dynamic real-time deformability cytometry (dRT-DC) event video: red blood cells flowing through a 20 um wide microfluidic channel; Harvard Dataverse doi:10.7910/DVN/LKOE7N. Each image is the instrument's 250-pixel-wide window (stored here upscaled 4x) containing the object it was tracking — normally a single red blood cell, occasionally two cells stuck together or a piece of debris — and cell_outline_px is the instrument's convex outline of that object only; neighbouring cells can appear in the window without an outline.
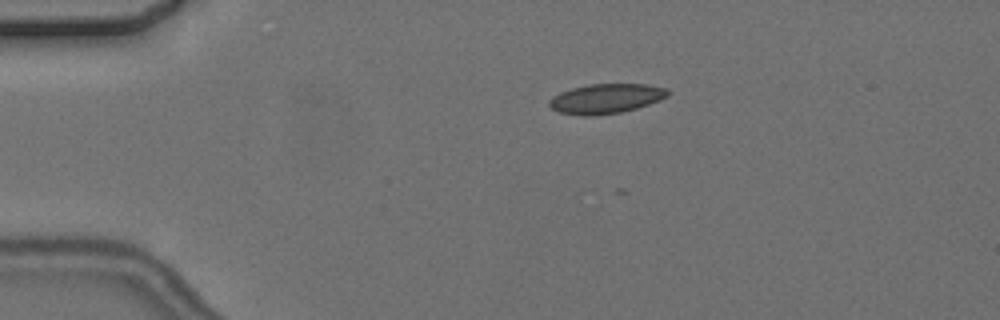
{"species": "common noctule bat (a hibernating species)", "species_latin": "Nyctalus noctula", "temperature_condition": "cold", "stored_images_in_passage": 5, "camera_frame_rate_fps": 3000, "um_per_image_px": 0.085, "animal": {"sex": "female", "body_mass_g": 24.6, "forearm_length_mm": 56.2}, "frame": {"image": 1, "passage_image": 1, "time_ms": 0.0, "image_size_px": [1000, 320], "cell_outline_px": [[668, 96], [660, 100], [636, 108], [620, 112], [592, 116], [580, 116], [560, 112], [552, 108], [548, 104], [548, 100], [552, 96], [560, 92], [572, 88], [588, 84], [644, 84], [668, 88]], "centroid_in_image_um": [51.48, 8.38], "position_along_channel_um": 33.5, "area_um2": 20.52}}
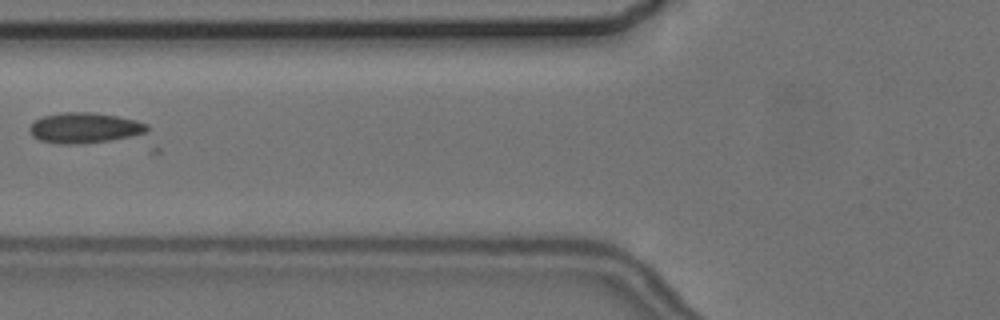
{"frame": {"image": 2, "passage_image": 4, "time_ms": 3.667, "image_size_px": [1000, 320], "cell_outline_px": [[148, 128], [144, 132], [128, 136], [108, 140], [84, 144], [56, 144], [40, 140], [32, 136], [28, 128], [36, 120], [44, 116], [64, 112], [92, 112], [116, 116], [136, 120], [148, 124]], "centroid_in_image_um": [7.13, 10.87], "position_along_channel_um": 118.7, "area_um2": 20.63}}
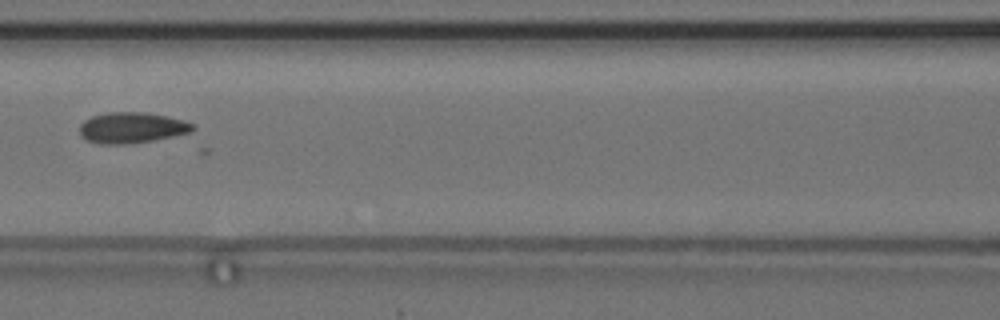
{"frame": {"image": 3, "passage_image": 5, "time_ms": 4.667, "image_size_px": [1000, 320], "cell_outline_px": [[196, 128], [192, 132], [152, 140], [128, 144], [100, 144], [84, 140], [80, 136], [80, 124], [84, 120], [92, 116], [108, 112], [144, 112], [168, 116], [184, 120], [196, 124]], "centroid_in_image_um": [11.21, 10.85], "position_along_channel_um": 155.4, "area_um2": 20.58}}